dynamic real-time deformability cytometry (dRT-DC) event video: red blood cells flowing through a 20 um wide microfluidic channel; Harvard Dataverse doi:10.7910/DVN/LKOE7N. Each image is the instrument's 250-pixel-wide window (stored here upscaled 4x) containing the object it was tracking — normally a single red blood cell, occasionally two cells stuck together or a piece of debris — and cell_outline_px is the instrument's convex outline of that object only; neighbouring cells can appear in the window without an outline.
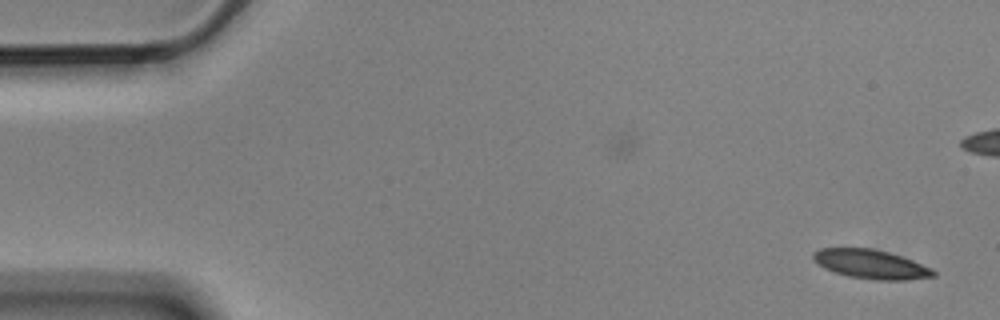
{"species": "Egyptian fruit bat (a non-hibernating species)", "species_latin": "Rousettus aegyptiacus", "temperature_condition": "cold", "stored_images_in_passage": 2, "camera_frame_rate_fps": 3000, "um_per_image_px": 0.085, "animal": {"sex": "male"}, "frame": {"image": 1, "passage_image": 2, "time_ms": 0.333, "image_size_px": [1000, 320], "cell_outline_px": [[936, 276], [908, 280], [876, 280], [848, 276], [824, 268], [812, 260], [812, 252], [820, 248], [872, 248], [888, 252], [912, 260], [932, 268], [936, 272]], "centroid_in_image_um": [74.02, 22.46], "position_along_channel_um": 11.0, "area_um2": 20.4}}